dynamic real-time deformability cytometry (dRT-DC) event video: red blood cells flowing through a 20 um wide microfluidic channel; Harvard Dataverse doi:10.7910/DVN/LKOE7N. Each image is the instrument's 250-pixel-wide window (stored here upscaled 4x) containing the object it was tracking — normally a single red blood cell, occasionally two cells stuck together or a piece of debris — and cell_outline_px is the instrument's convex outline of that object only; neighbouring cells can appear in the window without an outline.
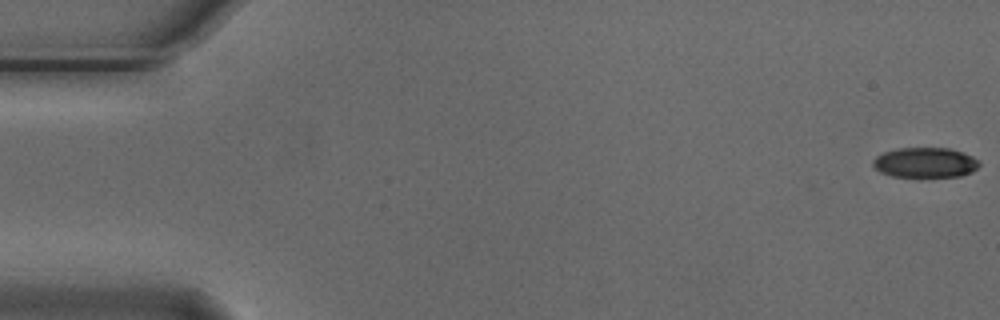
{"species": "Egyptian fruit bat (a non-hibernating species)", "species_latin": "Rousettus aegyptiacus", "temperature_condition": "cold", "stored_images_in_passage": 5, "camera_frame_rate_fps": 3000, "um_per_image_px": 0.085, "animal": {"sex": "male"}, "frame": {"image": 1, "passage_image": 1, "time_ms": 0.0, "image_size_px": [1000, 320], "cell_outline_px": [[980, 164], [972, 172], [960, 176], [920, 180], [916, 180], [892, 176], [880, 172], [872, 164], [872, 160], [876, 156], [884, 152], [896, 148], [948, 148], [964, 152], [972, 156]], "centroid_in_image_um": [78.61, 13.87], "position_along_channel_um": 6.4, "area_um2": 19.54}}
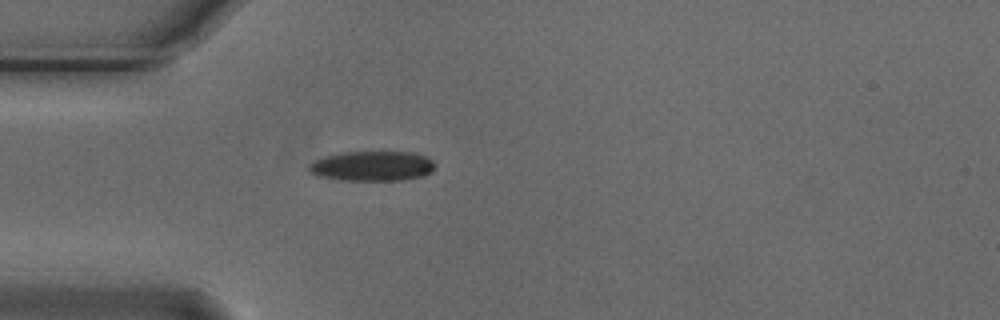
{"frame": {"image": 2, "passage_image": 5, "time_ms": 1.333, "image_size_px": [1000, 320], "cell_outline_px": [[432, 172], [424, 176], [400, 180], [340, 180], [316, 176], [308, 168], [308, 164], [324, 156], [344, 152], [412, 152], [424, 156], [432, 160]], "centroid_in_image_um": [31.61, 14.12], "position_along_channel_um": 53.4, "area_um2": 21.85}}